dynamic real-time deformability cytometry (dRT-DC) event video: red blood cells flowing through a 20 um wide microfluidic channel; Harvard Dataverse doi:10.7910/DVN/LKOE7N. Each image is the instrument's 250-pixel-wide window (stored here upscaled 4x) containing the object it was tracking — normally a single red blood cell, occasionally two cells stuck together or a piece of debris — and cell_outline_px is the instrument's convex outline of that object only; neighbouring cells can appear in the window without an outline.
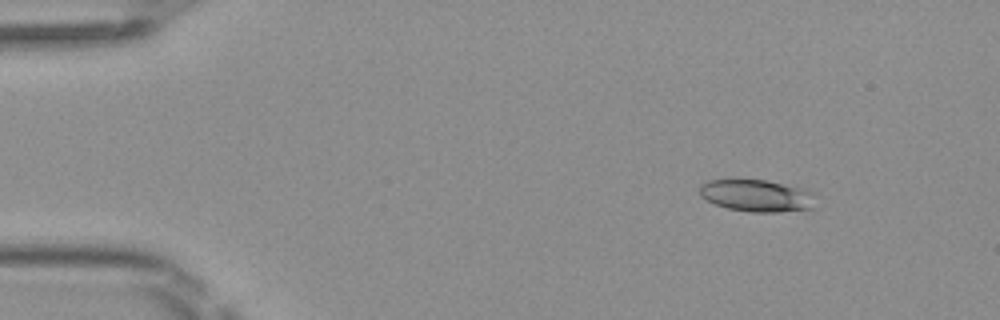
{"species": "Egyptian fruit bat (a non-hibernating species)", "species_latin": "Rousettus aegyptiacus", "temperature_condition": "room temperature", "stored_images_in_passage": 12, "camera_frame_rate_fps": 3000, "um_per_image_px": 0.085, "frame": {"image": 1, "passage_image": 6, "time_ms": 1.667, "image_size_px": [1000, 320], "cell_outline_px": [[816, 208], [780, 212], [748, 212], [728, 208], [716, 204], [700, 196], [700, 184], [708, 180], [764, 180], [808, 188], [816, 192]], "centroid_in_image_um": [64.44, 16.63], "position_along_channel_um": 20.6, "area_um2": 22.14}}